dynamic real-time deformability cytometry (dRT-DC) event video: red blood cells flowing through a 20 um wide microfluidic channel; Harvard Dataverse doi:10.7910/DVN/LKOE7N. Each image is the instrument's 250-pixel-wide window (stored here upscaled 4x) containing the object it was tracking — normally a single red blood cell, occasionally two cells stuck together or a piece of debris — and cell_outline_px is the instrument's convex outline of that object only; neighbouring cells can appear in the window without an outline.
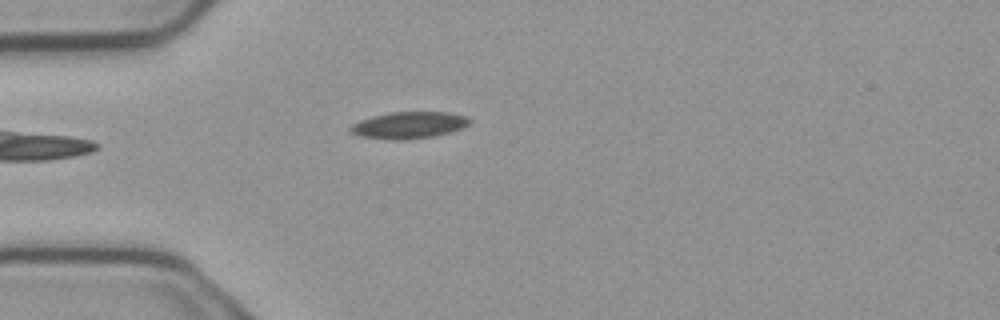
{"species": "common noctule bat (a hibernating species)", "species_latin": "Nyctalus noctula", "temperature_condition": "cold", "stored_images_in_passage": 2, "camera_frame_rate_fps": 3000, "um_per_image_px": 0.085, "animal": {"sex": "male", "body_mass_g": 23.1, "forearm_length_mm": 52.7}, "frame": {"image": 1, "passage_image": 2, "time_ms": 0.333, "image_size_px": [1000, 320], "cell_outline_px": [[472, 120], [468, 124], [460, 128], [448, 132], [432, 136], [400, 140], [360, 136], [352, 132], [348, 128], [352, 124], [360, 120], [372, 116], [392, 112], [448, 112], [468, 116]], "centroid_in_image_um": [34.76, 10.62], "position_along_channel_um": 50.2, "area_um2": 18.26}}